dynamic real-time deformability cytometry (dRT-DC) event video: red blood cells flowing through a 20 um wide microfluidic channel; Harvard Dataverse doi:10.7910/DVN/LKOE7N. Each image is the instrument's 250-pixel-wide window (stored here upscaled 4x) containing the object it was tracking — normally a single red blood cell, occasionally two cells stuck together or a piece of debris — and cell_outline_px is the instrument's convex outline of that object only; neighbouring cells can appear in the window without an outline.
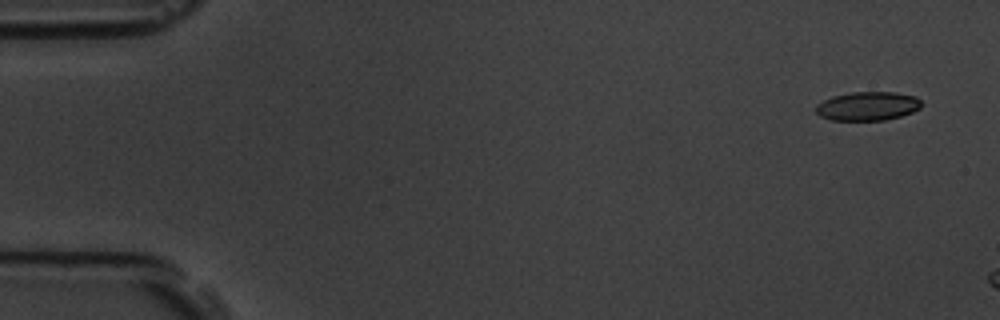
{"species": "common noctule bat (a hibernating species)", "species_latin": "Nyctalus noctula", "temperature_condition": "room temperature", "stored_images_in_passage": 3, "camera_frame_rate_fps": 3000, "um_per_image_px": 0.085, "animal": {"sex": "male", "body_mass_g": 19.5, "forearm_length_mm": 54.6}, "frame": {"image": 1, "passage_image": 1, "time_ms": 0.0, "image_size_px": [1000, 320], "cell_outline_px": [[920, 108], [912, 112], [900, 116], [884, 120], [832, 120], [820, 116], [816, 112], [816, 104], [832, 96], [852, 92], [896, 92], [916, 96], [920, 100]], "centroid_in_image_um": [73.74, 9.01], "position_along_channel_um": 11.3, "area_um2": 17.69}}